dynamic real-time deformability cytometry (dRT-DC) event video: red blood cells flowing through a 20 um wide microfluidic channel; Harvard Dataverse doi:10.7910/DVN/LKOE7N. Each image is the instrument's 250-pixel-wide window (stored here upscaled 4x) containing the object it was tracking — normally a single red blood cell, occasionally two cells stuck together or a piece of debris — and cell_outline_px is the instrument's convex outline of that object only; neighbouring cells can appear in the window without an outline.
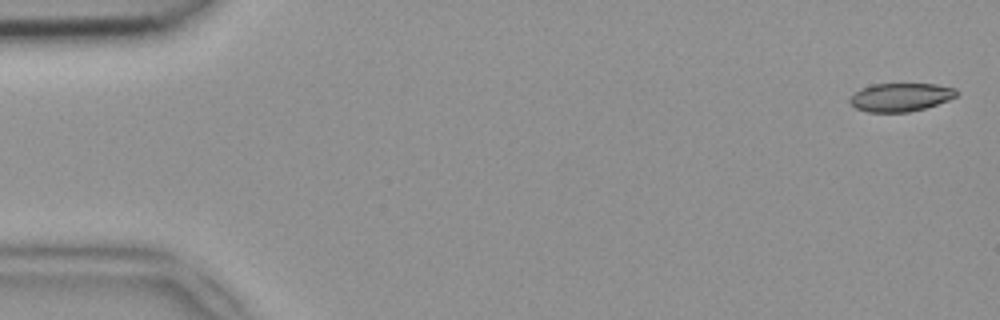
{"species": "common noctule bat (a hibernating species)", "species_latin": "Nyctalus noctula", "temperature_condition": "room temperature", "stored_images_in_passage": 44, "camera_frame_rate_fps": 3000, "um_per_image_px": 0.085, "animal": {"sex": "female", "body_mass_g": 18.4}, "frame": {"image": 1, "passage_image": 2, "time_ms": 0.333, "image_size_px": [1000, 320], "cell_outline_px": [[956, 96], [948, 100], [924, 108], [908, 112], [868, 112], [856, 108], [848, 100], [860, 88], [872, 84], [936, 84], [956, 88]], "centroid_in_image_um": [76.53, 8.25], "position_along_channel_um": 8.5, "area_um2": 17.46}}
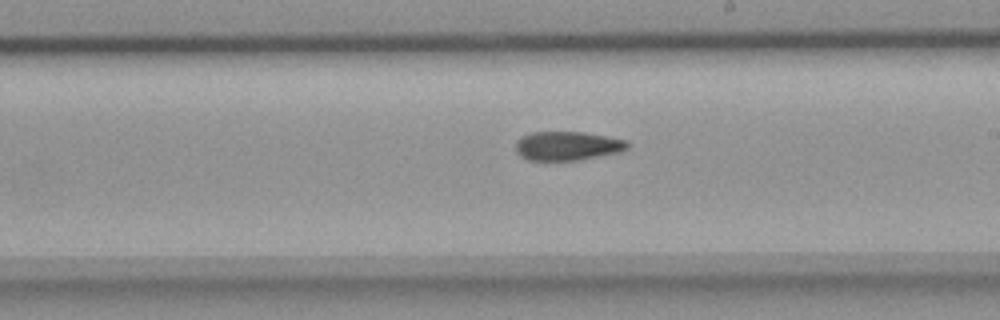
{"frame": {"image": 2, "passage_image": 29, "time_ms": 9.333, "image_size_px": [1000, 320], "cell_outline_px": [[628, 148], [620, 152], [580, 160], [528, 160], [520, 156], [516, 152], [516, 140], [532, 132], [584, 132], [624, 140], [628, 144]], "centroid_in_image_um": [48.2, 12.41], "position_along_channel_um": 240.8, "area_um2": 18.73}}
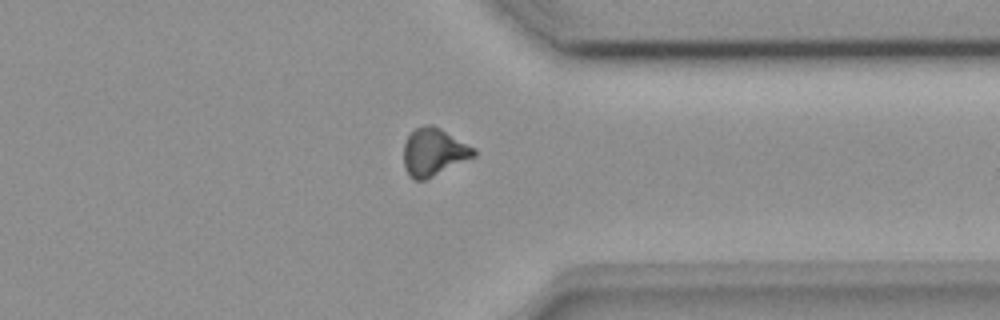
{"frame": {"image": 3, "passage_image": 39, "time_ms": 12.667, "image_size_px": [1000, 320], "cell_outline_px": [[476, 156], [424, 180], [412, 180], [408, 176], [404, 168], [404, 144], [408, 136], [416, 128], [424, 124], [432, 124], [440, 128], [476, 148]], "centroid_in_image_um": [36.86, 12.93], "position_along_channel_um": 374.5, "area_um2": 19.54}}